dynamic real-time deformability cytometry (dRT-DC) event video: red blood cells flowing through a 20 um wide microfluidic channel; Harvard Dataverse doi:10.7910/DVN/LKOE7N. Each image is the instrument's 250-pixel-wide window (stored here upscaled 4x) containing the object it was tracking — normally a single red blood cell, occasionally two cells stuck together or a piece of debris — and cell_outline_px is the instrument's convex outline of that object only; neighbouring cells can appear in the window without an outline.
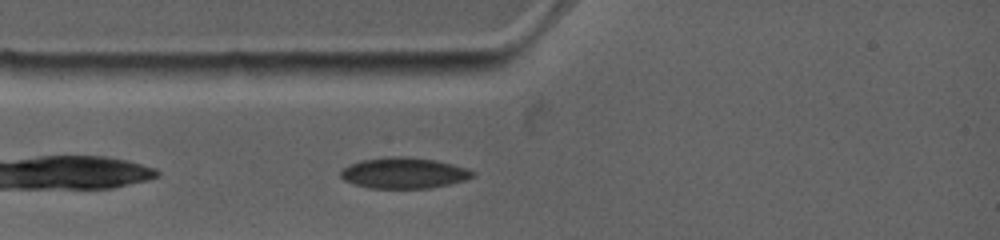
{"species": "common noctule bat (a hibernating species)", "species_latin": "Nyctalus noctula", "temperature_condition": "warm", "stored_images_in_passage": 49, "camera_frame_rate_fps": 4500, "um_per_image_px": 0.085, "animal": {"sex": "female", "body_mass_g": 19.0, "forearm_length_mm": 53.3}, "frame": {"image": 1, "passage_image": 8, "time_ms": 0.889, "image_size_px": [1000, 240], "cell_outline_px": [[476, 176], [468, 180], [428, 188], [368, 188], [344, 180], [340, 176], [340, 172], [348, 164], [360, 160], [388, 156], [408, 156], [436, 160], [468, 168], [476, 172]], "centroid_in_image_um": [34.36, 14.69], "position_along_channel_um": 50.6, "area_um2": 24.04}}
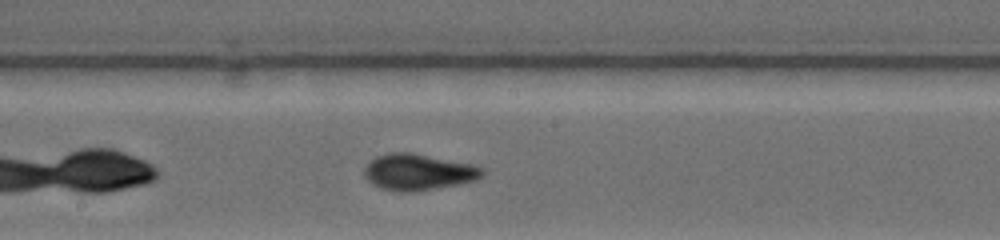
{"frame": {"image": 2, "passage_image": 26, "time_ms": 5.111, "image_size_px": [1000, 240], "cell_outline_px": [[484, 172], [476, 180], [436, 188], [412, 192], [400, 192], [380, 188], [372, 184], [364, 176], [364, 168], [376, 156], [392, 152], [412, 152], [472, 164], [484, 168]], "centroid_in_image_um": [35.53, 14.62], "position_along_channel_um": 212.7, "area_um2": 24.85}}
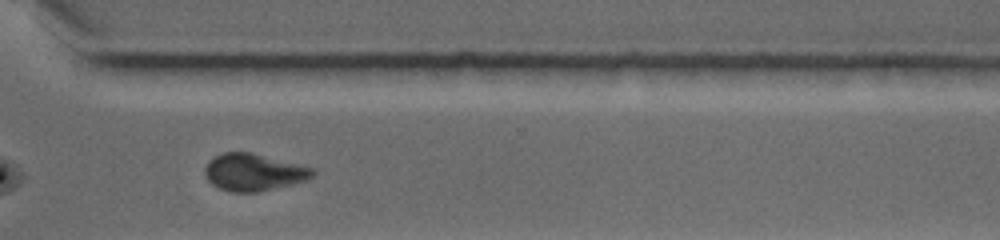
{"frame": {"image": 3, "passage_image": 41, "time_ms": 8.667, "image_size_px": [1000, 240], "cell_outline_px": [[316, 176], [308, 180], [292, 184], [256, 192], [232, 192], [220, 188], [212, 184], [204, 176], [204, 168], [208, 160], [212, 156], [224, 152], [252, 152], [316, 168]], "centroid_in_image_um": [21.58, 14.62], "position_along_channel_um": 349.0, "area_um2": 23.76}, "authors_computed_cell_mechanics": {"area_um2": 23.9292, "velocity_mm_per_s": 3.8335, "shape_relaxation_time_tau1_ms": 8.2588, "shape_relaxation_time_tau2_ms": 4.7048, "deformation_change_tau1": 0.166, "deformation_change_tau2": 0.0675}}